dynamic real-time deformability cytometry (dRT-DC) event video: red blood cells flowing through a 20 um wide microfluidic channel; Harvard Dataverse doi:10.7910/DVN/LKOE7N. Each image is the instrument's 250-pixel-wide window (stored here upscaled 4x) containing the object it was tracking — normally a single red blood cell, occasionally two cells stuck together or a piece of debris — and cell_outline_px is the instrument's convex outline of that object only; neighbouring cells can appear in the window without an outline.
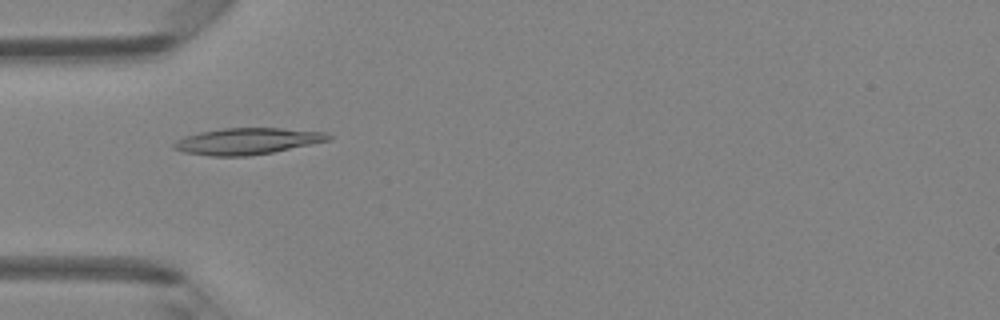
{"species": "Egyptian fruit bat (a non-hibernating species)", "species_latin": "Rousettus aegyptiacus", "temperature_condition": "room temperature", "stored_images_in_passage": 47, "camera_frame_rate_fps": 3000, "um_per_image_px": 0.085, "animal": {"sex": "female"}, "frame": {"image": 1, "passage_image": 15, "time_ms": 4.667, "image_size_px": [1000, 320], "cell_outline_px": [[332, 140], [272, 152], [248, 156], [212, 156], [184, 152], [172, 148], [172, 144], [184, 136], [200, 132], [224, 128], [280, 128], [324, 132], [332, 136]], "centroid_in_image_um": [21.02, 12.0], "position_along_channel_um": 64.0, "area_um2": 23.7}}
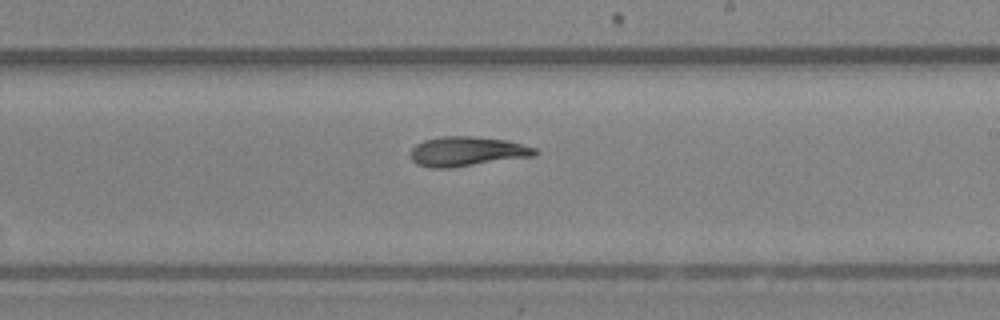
{"frame": {"image": 2, "passage_image": 28, "time_ms": 9.0, "image_size_px": [1000, 320], "cell_outline_px": [[540, 152], [536, 156], [448, 168], [428, 168], [416, 164], [412, 160], [412, 148], [416, 144], [424, 140], [440, 136], [472, 136], [504, 140], [536, 148]], "centroid_in_image_um": [39.7, 12.88], "position_along_channel_um": 249.3, "area_um2": 21.44}}
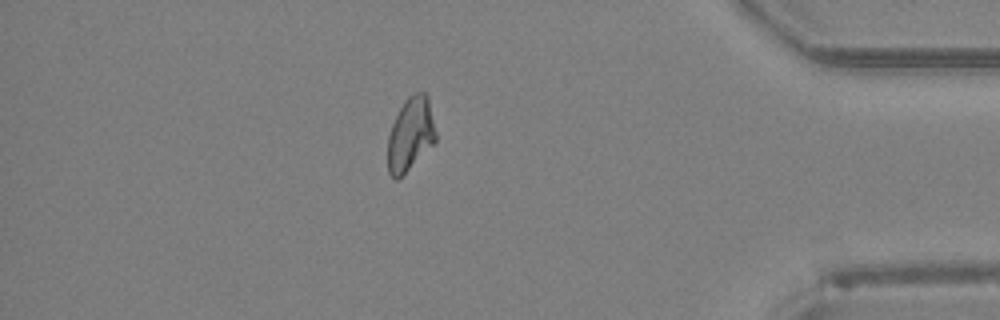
{"frame": {"image": 3, "passage_image": 41, "time_ms": 13.333, "image_size_px": [1000, 320], "cell_outline_px": [[436, 140], [396, 180], [388, 172], [388, 136], [392, 124], [404, 100], [412, 92], [424, 92], [428, 96], [436, 132]], "centroid_in_image_um": [34.88, 11.34], "position_along_channel_um": 400.3, "area_um2": 20.11}, "authors_computed_cell_mechanics": {"area_um2": 21.4438, "velocity_mm_per_s": 4.317, "shape_relaxation_time_tau1_ms": null, "shape_relaxation_time_tau2_ms": 1.526, "deformation_change_tau1": null, "deformation_change_tau2": 0.0703}}